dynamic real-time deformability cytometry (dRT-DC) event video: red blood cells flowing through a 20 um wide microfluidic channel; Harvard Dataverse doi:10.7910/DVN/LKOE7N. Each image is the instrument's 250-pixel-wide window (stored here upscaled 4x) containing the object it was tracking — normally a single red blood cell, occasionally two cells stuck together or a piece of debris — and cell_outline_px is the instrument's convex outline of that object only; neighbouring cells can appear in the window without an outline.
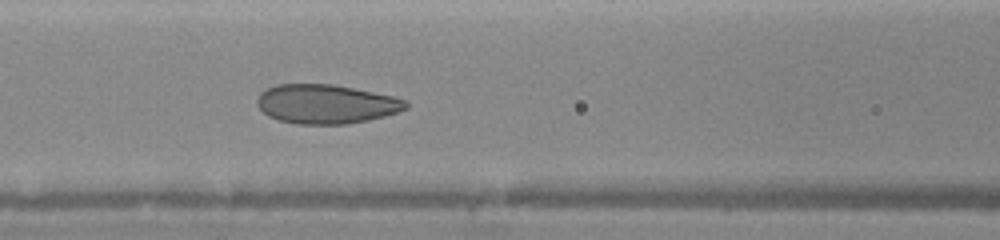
{"species": "human", "species_latin": "Homo sapiens", "temperature_condition": "warm", "stored_images_in_passage": 26, "camera_frame_rate_fps": 3000, "um_per_image_px": 0.085, "donor": {"sex": "female"}, "frame": {"image": 1, "passage_image": 14, "time_ms": 6.0, "image_size_px": [1000, 240], "cell_outline_px": [[408, 108], [384, 116], [368, 120], [348, 124], [296, 124], [280, 120], [268, 116], [256, 104], [256, 100], [260, 92], [276, 84], [332, 84], [392, 96], [408, 100]], "centroid_in_image_um": [27.7, 8.84], "position_along_channel_um": 138.9, "area_um2": 33.87}}
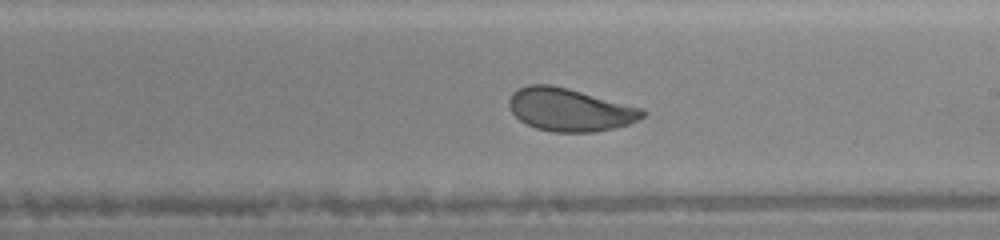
{"frame": {"image": 2, "passage_image": 20, "time_ms": 8.333, "image_size_px": [1000, 240], "cell_outline_px": [[648, 112], [644, 116], [628, 124], [612, 128], [592, 132], [552, 132], [536, 128], [520, 120], [512, 112], [508, 104], [508, 100], [512, 92], [528, 84], [552, 84], [568, 88], [640, 108]], "centroid_in_image_um": [48.39, 9.32], "position_along_channel_um": 240.6, "area_um2": 33.06}}
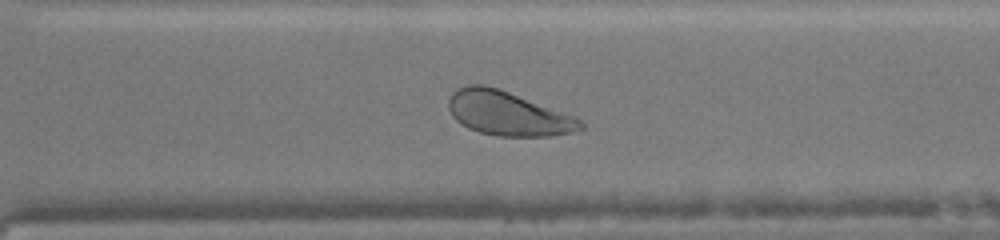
{"frame": {"image": 3, "passage_image": 25, "time_ms": 10.333, "image_size_px": [1000, 240], "cell_outline_px": [[584, 128], [568, 132], [548, 136], [496, 136], [480, 132], [468, 128], [460, 124], [452, 116], [448, 108], [448, 100], [452, 92], [468, 84], [484, 84], [500, 88], [572, 116], [580, 120], [584, 124]], "centroid_in_image_um": [43.09, 9.63], "position_along_channel_um": 327.5, "area_um2": 33.7}}